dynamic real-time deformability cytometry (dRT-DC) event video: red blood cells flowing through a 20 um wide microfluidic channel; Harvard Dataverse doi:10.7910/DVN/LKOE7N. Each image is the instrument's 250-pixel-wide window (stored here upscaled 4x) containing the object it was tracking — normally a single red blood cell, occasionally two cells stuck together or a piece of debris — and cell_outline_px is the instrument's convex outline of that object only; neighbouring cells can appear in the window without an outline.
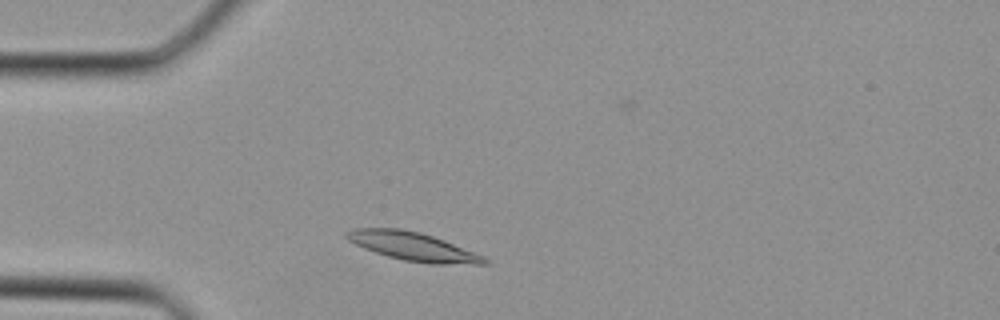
{"species": "Egyptian fruit bat (a non-hibernating species)", "species_latin": "Rousettus aegyptiacus", "temperature_condition": "cold", "stored_images_in_passage": 29, "camera_frame_rate_fps": 3000, "um_per_image_px": 0.085, "animal": {"sex": "female"}, "frame": {"image": 1, "passage_image": 2, "time_ms": 0.333, "image_size_px": [1000, 320], "cell_outline_px": [[488, 264], [432, 264], [404, 260], [388, 256], [364, 248], [348, 240], [344, 236], [344, 232], [352, 228], [400, 228], [420, 232], [444, 240], [484, 256], [488, 260]], "centroid_in_image_um": [35.08, 20.94], "position_along_channel_um": 49.9, "area_um2": 22.77}}
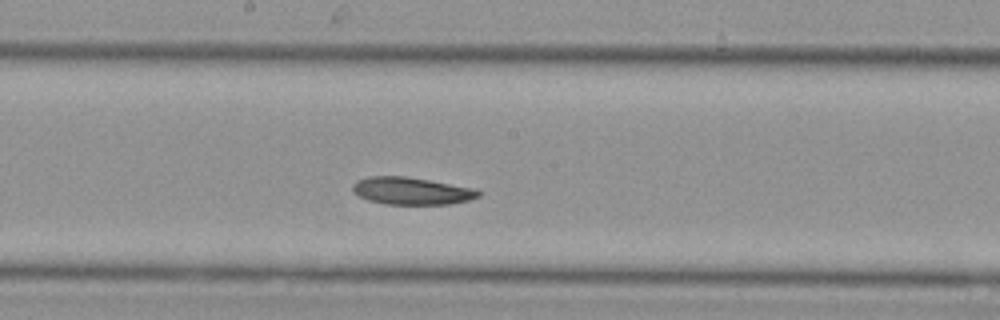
{"frame": {"image": 2, "passage_image": 12, "time_ms": 3.667, "image_size_px": [1000, 320], "cell_outline_px": [[484, 192], [480, 196], [468, 200], [448, 204], [384, 204], [368, 200], [360, 196], [352, 188], [352, 184], [356, 180], [368, 176], [404, 176], [476, 188]], "centroid_in_image_um": [35.01, 16.22], "position_along_channel_um": 213.2, "area_um2": 20.06}}
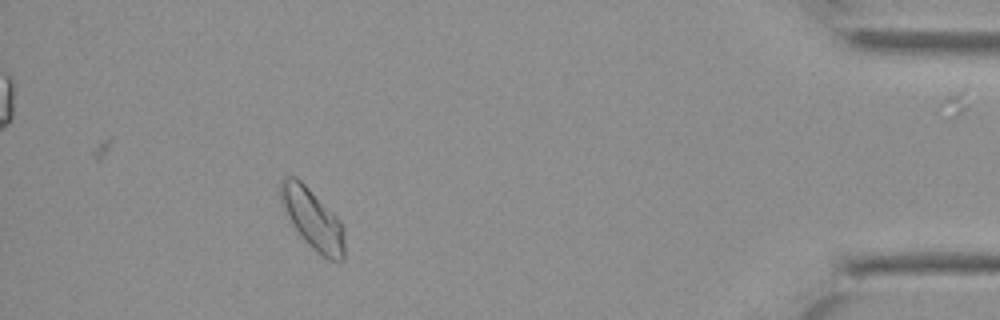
{"frame": {"image": 3, "passage_image": 26, "time_ms": 8.333, "image_size_px": [1000, 320], "cell_outline_px": [[344, 260], [328, 260], [320, 256], [300, 236], [292, 224], [280, 204], [280, 180], [284, 176], [296, 176], [340, 220], [344, 228]], "centroid_in_image_um": [26.55, 18.62], "position_along_channel_um": 408.6, "area_um2": 22.54}}